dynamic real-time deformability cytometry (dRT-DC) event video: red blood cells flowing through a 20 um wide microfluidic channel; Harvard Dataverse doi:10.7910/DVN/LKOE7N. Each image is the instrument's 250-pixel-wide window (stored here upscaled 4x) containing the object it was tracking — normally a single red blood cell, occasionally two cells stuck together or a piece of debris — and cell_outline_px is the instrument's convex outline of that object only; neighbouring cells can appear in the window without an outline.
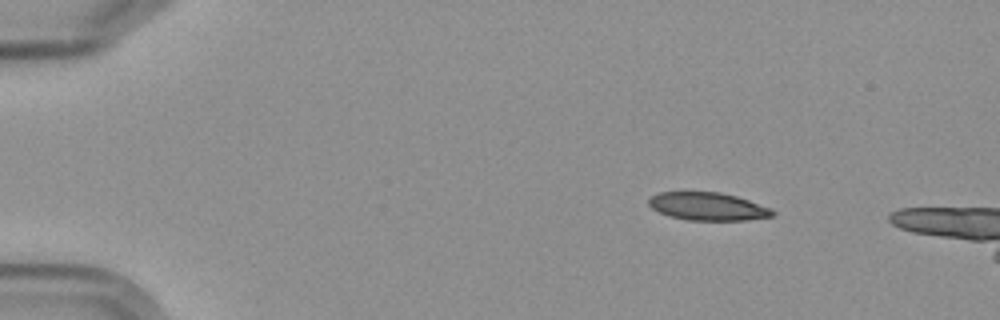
{"species": "Egyptian fruit bat (a non-hibernating species)", "species_latin": "Rousettus aegyptiacus", "temperature_condition": "cold", "stored_images_in_passage": 3, "camera_frame_rate_fps": 3000, "um_per_image_px": 0.085, "frame": {"image": 1, "passage_image": 1, "time_ms": 0.0, "image_size_px": [1000, 320], "cell_outline_px": [[776, 212], [772, 216], [748, 220], [688, 220], [668, 216], [652, 208], [648, 204], [648, 200], [652, 196], [660, 192], [720, 192], [736, 196], [772, 208]], "centroid_in_image_um": [60.18, 17.55], "position_along_channel_um": 24.8, "area_um2": 20.11}}